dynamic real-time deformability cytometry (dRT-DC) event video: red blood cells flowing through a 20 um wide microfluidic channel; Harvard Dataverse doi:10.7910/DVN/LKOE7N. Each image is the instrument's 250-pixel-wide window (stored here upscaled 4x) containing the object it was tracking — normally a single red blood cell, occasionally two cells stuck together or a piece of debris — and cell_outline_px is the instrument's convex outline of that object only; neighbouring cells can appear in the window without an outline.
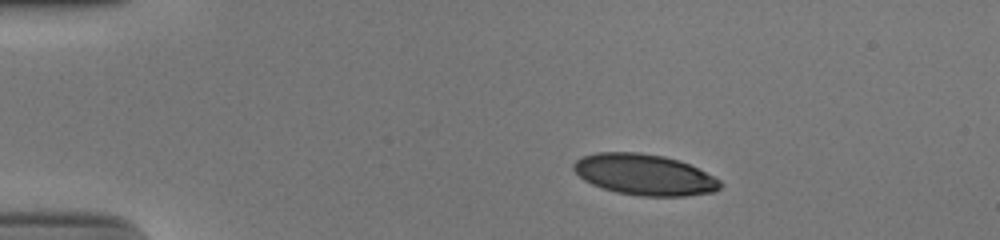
{"species": "human", "species_latin": "Homo sapiens", "temperature_condition": "cold", "stored_images_in_passage": 44, "camera_frame_rate_fps": 3000, "um_per_image_px": 0.085, "donor": {"sex": "male"}, "frame": {"image": 1, "passage_image": 1, "time_ms": 0.0, "image_size_px": [1000, 240], "cell_outline_px": [[724, 184], [716, 192], [684, 196], [640, 196], [616, 192], [592, 184], [584, 180], [572, 168], [572, 164], [580, 156], [596, 152], [640, 152], [664, 156], [680, 160], [720, 180]], "centroid_in_image_um": [54.76, 14.84], "position_along_channel_um": 30.2, "area_um2": 35.14}}
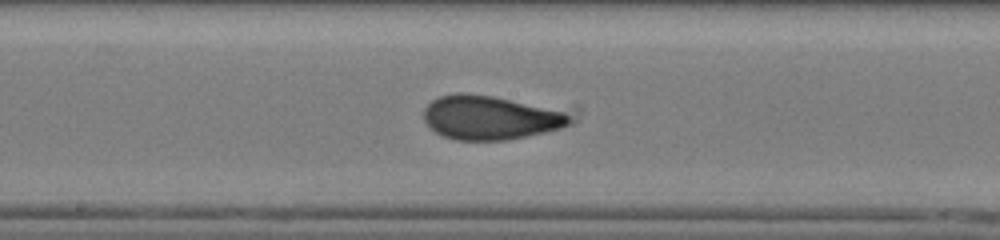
{"frame": {"image": 2, "passage_image": 20, "time_ms": 6.333, "image_size_px": [1000, 240], "cell_outline_px": [[572, 124], [560, 128], [544, 132], [508, 140], [456, 140], [444, 136], [436, 132], [424, 120], [424, 108], [432, 100], [440, 96], [456, 92], [460, 92], [492, 96], [564, 112], [572, 120]], "centroid_in_image_um": [41.61, 10.0], "position_along_channel_um": 206.6, "area_um2": 36.82}}
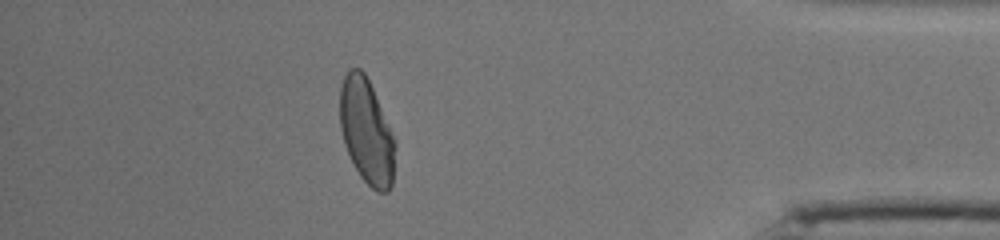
{"frame": {"image": 3, "passage_image": 38, "time_ms": 12.333, "image_size_px": [1000, 240], "cell_outline_px": [[396, 148], [392, 184], [388, 192], [376, 192], [360, 176], [344, 144], [340, 128], [340, 88], [344, 76], [348, 68], [360, 68], [364, 72], [372, 88], [396, 140]], "centroid_in_image_um": [31.16, 11.17], "position_along_channel_um": 404.0, "area_um2": 33.81}, "authors_computed_cell_mechanics": {"area_um2": 35.8938, "velocity_mm_per_s": 3.9054, "shape_relaxation_time_tau1_ms": 5.354, "shape_relaxation_time_tau2_ms": 0.7559, "deformation_change_tau1": 0.212, "deformation_change_tau2": 0.0573}}